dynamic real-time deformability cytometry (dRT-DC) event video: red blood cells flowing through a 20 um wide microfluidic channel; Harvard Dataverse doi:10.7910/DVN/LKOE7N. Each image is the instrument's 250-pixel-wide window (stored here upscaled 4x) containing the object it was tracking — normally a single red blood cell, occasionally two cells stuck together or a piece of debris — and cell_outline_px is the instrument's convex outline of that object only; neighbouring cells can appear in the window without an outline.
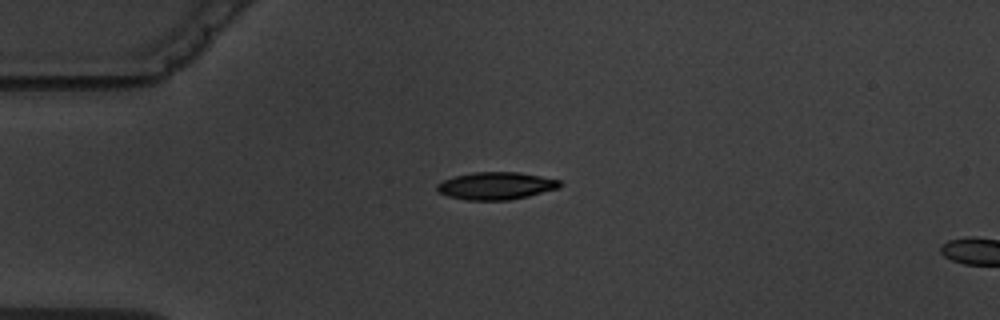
{"species": "common noctule bat (a hibernating species)", "species_latin": "Nyctalus noctula", "temperature_condition": "warm", "stored_images_in_passage": 2, "camera_frame_rate_fps": 3000, "um_per_image_px": 0.085, "animal": {"sex": "male", "body_mass_g": 19.5, "forearm_length_mm": 54.6}, "frame": {"image": 1, "passage_image": 1, "time_ms": 0.0, "image_size_px": [1000, 320], "cell_outline_px": [[564, 184], [560, 188], [528, 196], [508, 200], [464, 200], [448, 196], [440, 192], [436, 188], [436, 184], [444, 180], [456, 176], [472, 172], [516, 172], [540, 176], [560, 180]], "centroid_in_image_um": [42.19, 15.8], "position_along_channel_um": 42.8, "area_um2": 19.65}}